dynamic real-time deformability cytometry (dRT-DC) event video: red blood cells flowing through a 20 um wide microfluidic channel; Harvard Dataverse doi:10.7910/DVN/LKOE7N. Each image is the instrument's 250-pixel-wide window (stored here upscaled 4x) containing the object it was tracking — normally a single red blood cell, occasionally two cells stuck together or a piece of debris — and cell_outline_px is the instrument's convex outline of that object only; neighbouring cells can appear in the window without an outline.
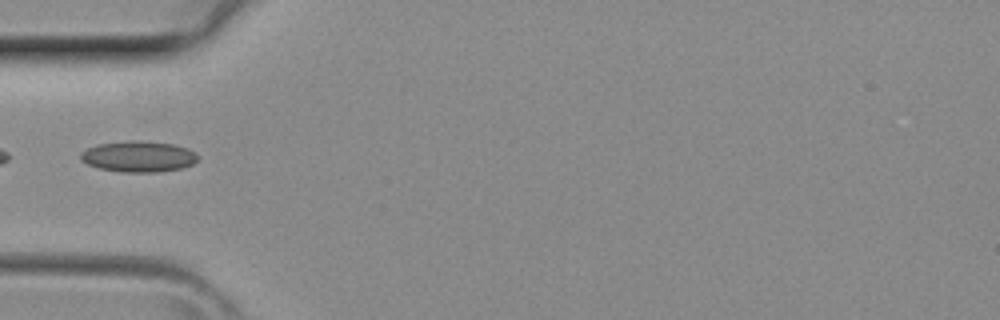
{"species": "common noctule bat (a hibernating species)", "species_latin": "Nyctalus noctula", "temperature_condition": "room temperature", "stored_images_in_passage": 3, "camera_frame_rate_fps": 3000, "um_per_image_px": 0.085, "animal": {"sex": "female", "body_mass_g": 29.2, "forearm_length_mm": 56.3}, "frame": {"image": 1, "passage_image": 3, "time_ms": 0.667, "image_size_px": [1000, 320], "cell_outline_px": [[196, 160], [192, 164], [180, 168], [156, 172], [120, 172], [100, 168], [88, 164], [80, 160], [80, 152], [96, 144], [132, 140], [140, 140], [172, 144], [188, 148], [196, 152]], "centroid_in_image_um": [11.74, 13.29], "position_along_channel_um": 73.3, "area_um2": 21.1}}